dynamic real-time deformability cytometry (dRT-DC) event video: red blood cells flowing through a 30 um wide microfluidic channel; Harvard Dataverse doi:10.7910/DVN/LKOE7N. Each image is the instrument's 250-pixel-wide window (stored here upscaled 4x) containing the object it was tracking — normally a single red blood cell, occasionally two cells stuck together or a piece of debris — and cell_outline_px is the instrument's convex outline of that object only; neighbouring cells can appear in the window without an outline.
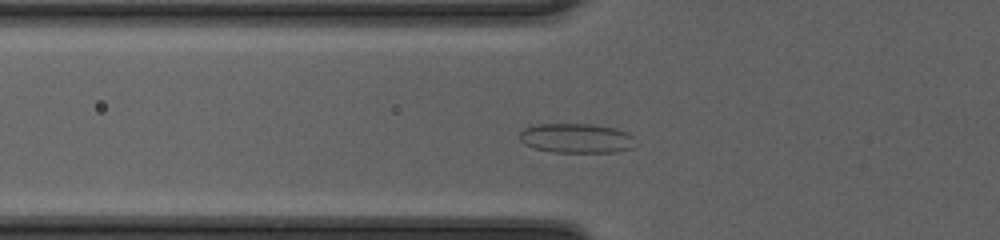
{"species": "common noctule bat (a hibernating species)", "species_latin": "Nyctalus noctula", "temperature_condition": "cold", "stored_images_in_passage": 41, "camera_frame_rate_fps": 3000, "um_per_image_px": 0.085, "animal": {"sex": "female", "body_mass_g": 20.0, "forearm_length_mm": 54.0}, "frame": {"image": 1, "passage_image": 10, "time_ms": 3.0, "image_size_px": [1000, 240], "cell_outline_px": [[632, 148], [616, 152], [552, 152], [536, 148], [524, 144], [520, 140], [520, 132], [524, 128], [532, 124], [592, 124], [616, 128], [628, 132], [632, 136]], "centroid_in_image_um": [48.96, 11.74], "position_along_channel_um": 76.8, "area_um2": 19.94}}
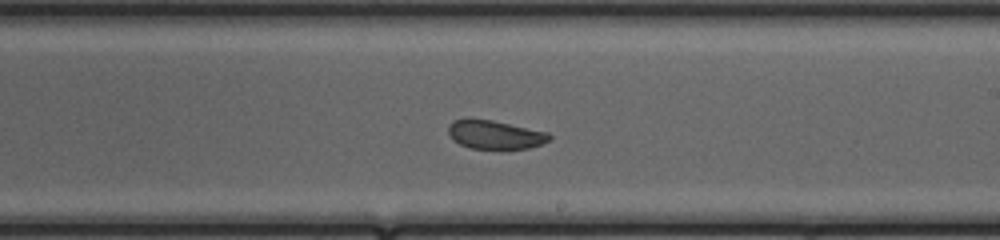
{"frame": {"image": 2, "passage_image": 22, "time_ms": 7.0, "image_size_px": [1000, 240], "cell_outline_px": [[552, 136], [548, 140], [540, 144], [528, 148], [472, 148], [460, 144], [448, 132], [448, 124], [452, 120], [468, 116], [492, 120], [548, 132]], "centroid_in_image_um": [42.02, 11.39], "position_along_channel_um": 247.0, "area_um2": 16.88}}
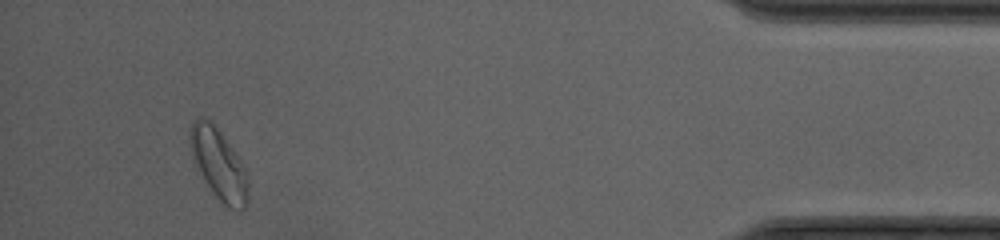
{"frame": {"image": 3, "passage_image": 38, "time_ms": 12.333, "image_size_px": [1000, 240], "cell_outline_px": [[248, 200], [244, 208], [240, 212], [224, 208], [220, 204], [196, 168], [192, 160], [188, 144], [188, 132], [192, 124], [196, 120], [204, 116], [212, 120], [240, 160], [248, 176]], "centroid_in_image_um": [18.56, 13.99], "position_along_channel_um": 416.6, "area_um2": 24.68}, "authors_computed_cell_mechanics": {"area_um2": 19.1896, "velocity_mm_per_s": 4.2525, "shape_relaxation_time_tau1_ms": null, "shape_relaxation_time_tau2_ms": 1.3314, "deformation_change_tau1": null, "deformation_change_tau2": 0.0512}}